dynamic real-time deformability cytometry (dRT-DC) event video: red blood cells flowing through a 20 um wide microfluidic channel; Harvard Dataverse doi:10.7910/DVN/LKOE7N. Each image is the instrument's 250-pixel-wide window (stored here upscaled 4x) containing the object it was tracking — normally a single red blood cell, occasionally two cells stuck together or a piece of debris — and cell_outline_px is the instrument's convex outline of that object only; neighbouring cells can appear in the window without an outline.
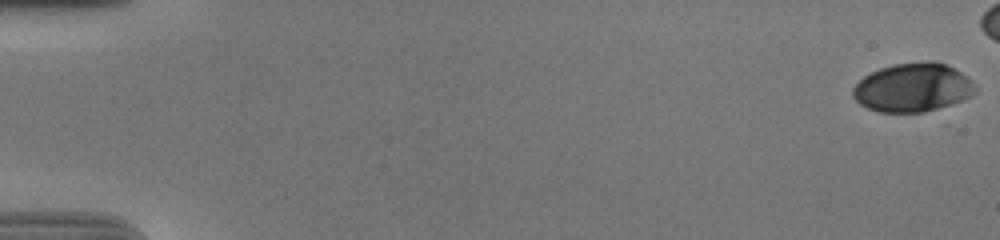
{"species": "human", "species_latin": "Homo sapiens", "temperature_condition": "cold", "stored_images_in_passage": 50, "camera_frame_rate_fps": 3000, "um_per_image_px": 0.085, "donor": {"sex": "male"}, "frame": {"image": 1, "passage_image": 1, "time_ms": 0.0, "image_size_px": [1000, 240], "cell_outline_px": [[976, 92], [972, 96], [924, 112], [880, 112], [868, 108], [860, 104], [852, 96], [852, 88], [864, 76], [880, 68], [896, 64], [928, 60], [944, 64], [968, 76], [972, 80], [976, 88]], "centroid_in_image_um": [77.57, 7.43], "position_along_channel_um": 7.4, "area_um2": 34.45}}
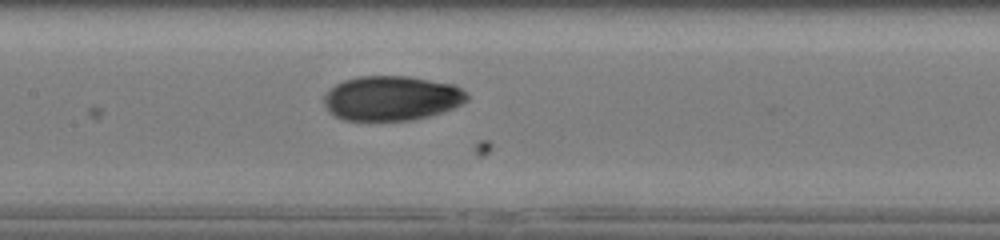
{"frame": {"image": 2, "passage_image": 29, "time_ms": 9.333, "image_size_px": [1000, 240], "cell_outline_px": [[468, 100], [452, 108], [428, 116], [412, 120], [344, 120], [328, 112], [324, 104], [324, 96], [336, 84], [344, 80], [360, 76], [408, 76], [452, 84], [460, 88], [468, 96]], "centroid_in_image_um": [33.26, 8.35], "position_along_channel_um": 174.1, "area_um2": 36.93}}
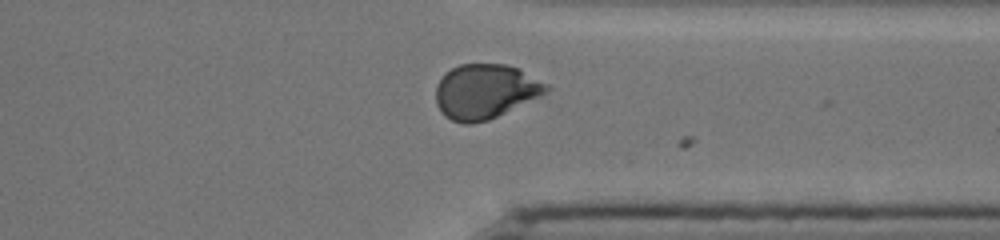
{"frame": {"image": 3, "passage_image": 45, "time_ms": 14.667, "image_size_px": [1000, 240], "cell_outline_px": [[552, 88], [548, 92], [540, 96], [488, 120], [472, 124], [464, 124], [452, 120], [444, 116], [440, 112], [436, 104], [436, 84], [444, 72], [460, 64], [504, 64], [516, 68], [548, 84]], "centroid_in_image_um": [41.21, 7.78], "position_along_channel_um": 370.2, "area_um2": 35.2}}